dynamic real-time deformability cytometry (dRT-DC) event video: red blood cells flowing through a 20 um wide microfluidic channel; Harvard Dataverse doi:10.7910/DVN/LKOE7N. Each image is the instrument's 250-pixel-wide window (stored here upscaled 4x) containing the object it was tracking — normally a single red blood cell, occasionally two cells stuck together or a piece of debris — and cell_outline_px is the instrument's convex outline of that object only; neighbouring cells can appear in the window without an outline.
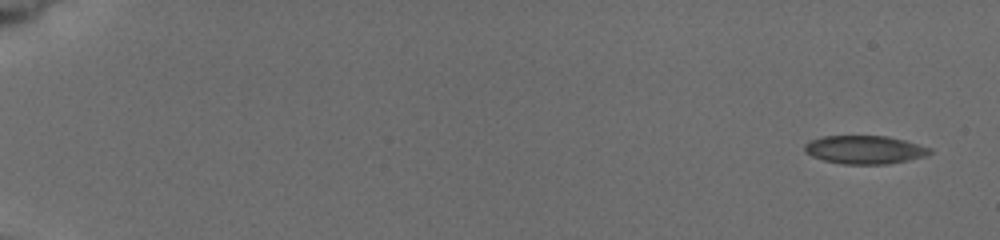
{"species": "common noctule bat (a hibernating species)", "species_latin": "Nyctalus noctula", "temperature_condition": "cold", "stored_images_in_passage": 27, "camera_frame_rate_fps": 3000, "um_per_image_px": 0.085, "animal": {"sex": "female", "body_mass_g": 19.5, "forearm_length_mm": 54.1}, "frame": {"image": 1, "passage_image": 1, "time_ms": 0.0, "image_size_px": [1000, 240], "cell_outline_px": [[932, 152], [928, 156], [888, 164], [844, 164], [824, 160], [812, 156], [804, 152], [804, 144], [820, 136], [888, 136], [904, 140], [932, 148]], "centroid_in_image_um": [73.52, 12.72], "position_along_channel_um": 11.5, "area_um2": 20.75}}
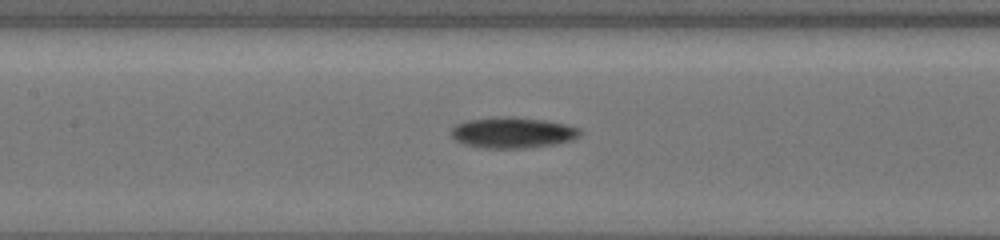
{"frame": {"image": 2, "passage_image": 16, "time_ms": 8.667, "image_size_px": [1000, 240], "cell_outline_px": [[584, 132], [580, 136], [572, 140], [556, 144], [524, 148], [484, 148], [464, 144], [456, 140], [452, 136], [452, 128], [456, 124], [464, 120], [492, 116], [516, 116], [548, 120], [580, 128]], "centroid_in_image_um": [43.6, 11.25], "position_along_channel_um": 163.8, "area_um2": 23.7}}
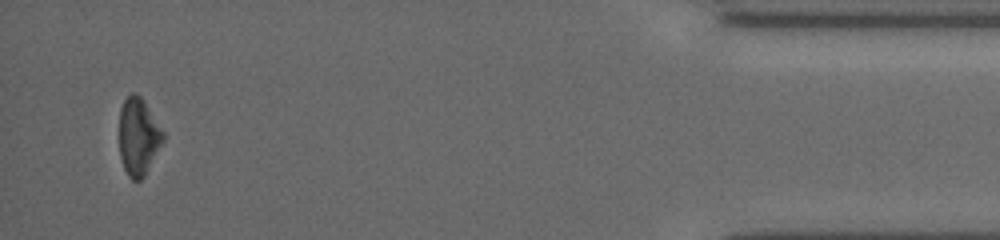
{"frame": {"image": 3, "passage_image": 27, "time_ms": 17.0, "image_size_px": [1000, 240], "cell_outline_px": [[164, 140], [144, 176], [140, 180], [132, 180], [128, 176], [124, 168], [120, 156], [120, 108], [124, 100], [132, 92], [136, 92], [144, 100], [164, 132]], "centroid_in_image_um": [11.77, 11.59], "position_along_channel_um": 423.4, "area_um2": 19.65}, "authors_computed_cell_mechanics": {"area_um2": 21.7906, "velocity_mm_per_s": 3.8662, "shape_relaxation_time_tau1_ms": 2.9238, "shape_relaxation_time_tau2_ms": null, "deformation_change_tau1": 0.0886, "deformation_change_tau2": null}}